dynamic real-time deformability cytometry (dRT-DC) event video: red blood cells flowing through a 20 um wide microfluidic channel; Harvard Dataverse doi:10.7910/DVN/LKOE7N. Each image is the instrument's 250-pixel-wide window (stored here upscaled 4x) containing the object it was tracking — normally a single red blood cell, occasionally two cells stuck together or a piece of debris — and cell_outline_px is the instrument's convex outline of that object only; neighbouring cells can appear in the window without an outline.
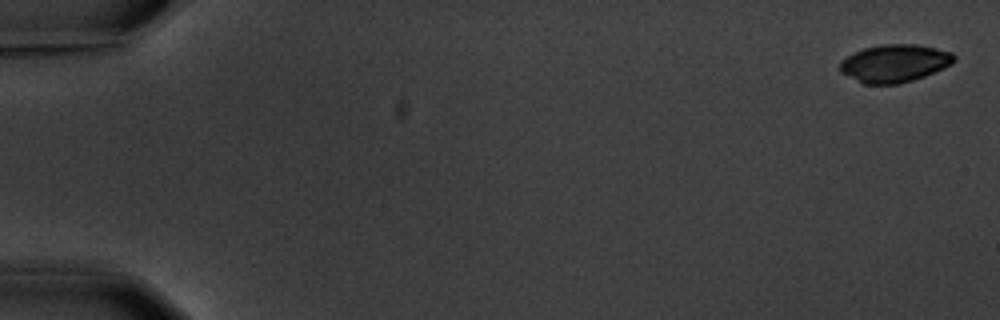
{"species": "common noctule bat (a hibernating species)", "species_latin": "Nyctalus noctula", "temperature_condition": "warm", "stored_images_in_passage": 5, "camera_frame_rate_fps": 3000, "um_per_image_px": 0.085, "animal": {"sex": "male", "body_mass_g": 20.1, "forearm_length_mm": 53.5}, "frame": {"image": 1, "passage_image": 1, "time_ms": 0.0, "image_size_px": [1000, 320], "cell_outline_px": [[956, 60], [952, 64], [944, 68], [924, 76], [900, 84], [864, 84], [840, 72], [840, 60], [852, 52], [864, 48], [884, 44], [916, 44], [936, 48], [952, 52], [956, 56]], "centroid_in_image_um": [76.04, 5.37], "position_along_channel_um": 9.0, "area_um2": 25.26}}
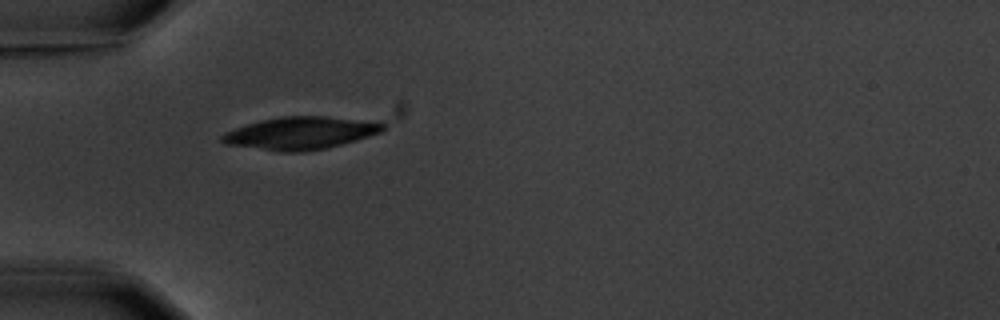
{"frame": {"image": 2, "passage_image": 5, "time_ms": 5.667, "image_size_px": [1000, 320], "cell_outline_px": [[388, 124], [380, 132], [356, 140], [328, 148], [304, 152], [280, 152], [224, 144], [220, 140], [220, 136], [224, 132], [260, 120], [280, 116], [324, 116], [384, 120]], "centroid_in_image_um": [25.62, 11.3], "position_along_channel_um": 59.4, "area_um2": 31.21}}